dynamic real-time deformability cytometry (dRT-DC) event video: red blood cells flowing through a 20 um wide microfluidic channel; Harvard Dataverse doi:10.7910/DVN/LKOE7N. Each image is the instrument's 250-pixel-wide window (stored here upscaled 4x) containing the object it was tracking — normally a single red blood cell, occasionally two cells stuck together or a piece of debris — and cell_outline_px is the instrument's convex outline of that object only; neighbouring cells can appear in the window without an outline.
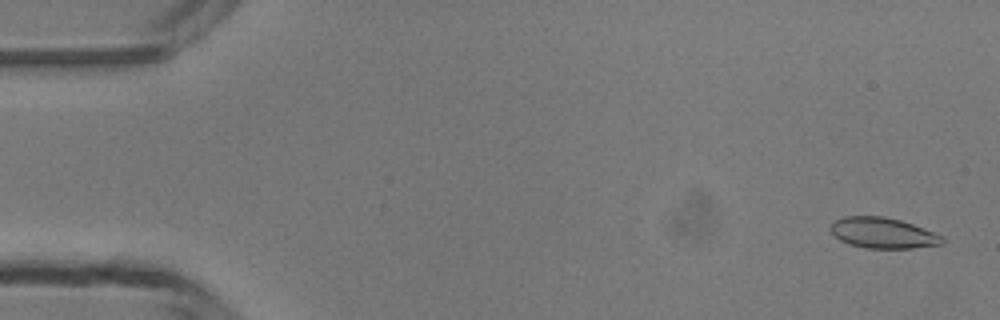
{"species": "common noctule bat (a hibernating species)", "species_latin": "Nyctalus noctula", "temperature_condition": "room temperature", "stored_images_in_passage": 48, "camera_frame_rate_fps": 3000, "um_per_image_px": 0.085, "animal": {"sex": "male", "body_mass_g": 13.3}, "frame": {"image": 1, "passage_image": 2, "time_ms": 0.333, "image_size_px": [1000, 320], "cell_outline_px": [[944, 244], [912, 248], [868, 248], [848, 244], [840, 240], [832, 232], [832, 224], [836, 220], [844, 216], [884, 216], [900, 220], [912, 224], [932, 232], [940, 236], [944, 240]], "centroid_in_image_um": [75.04, 19.8], "position_along_channel_um": 10.0, "area_um2": 19.65}}
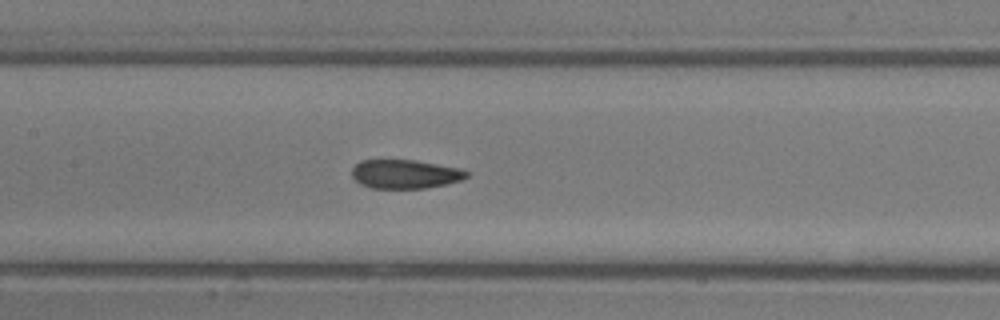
{"frame": {"image": 2, "passage_image": 23, "time_ms": 7.333, "image_size_px": [1000, 320], "cell_outline_px": [[468, 176], [460, 180], [448, 184], [424, 188], [372, 188], [360, 184], [352, 176], [352, 168], [360, 160], [416, 160], [460, 168], [468, 172]], "centroid_in_image_um": [34.43, 14.79], "position_along_channel_um": 173.0, "area_um2": 19.31}}
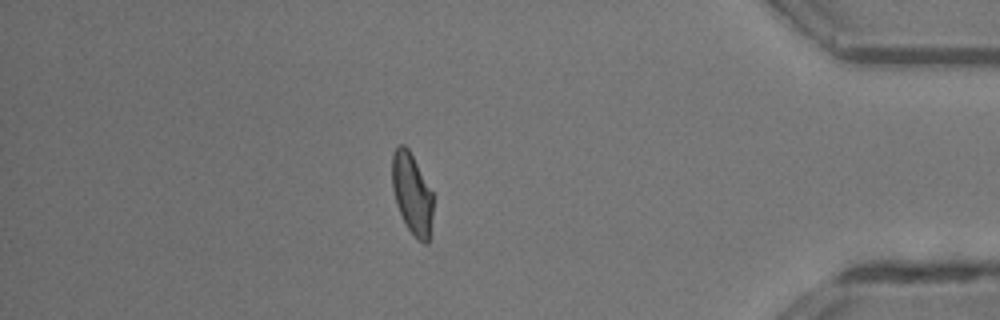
{"frame": {"image": 3, "passage_image": 42, "time_ms": 13.667, "image_size_px": [1000, 320], "cell_outline_px": [[432, 216], [428, 244], [424, 244], [408, 228], [396, 204], [392, 188], [392, 156], [396, 148], [400, 144], [404, 144], [408, 148], [432, 192]], "centroid_in_image_um": [35.01, 16.45], "position_along_channel_um": 400.2, "area_um2": 18.9}, "authors_computed_cell_mechanics": {"area_um2": 20.0855, "velocity_mm_per_s": 4.2477, "shape_relaxation_time_tau1_ms": 3.9103, "shape_relaxation_time_tau2_ms": 1.4909, "deformation_change_tau1": 0.1329, "deformation_change_tau2": 0.0736}}